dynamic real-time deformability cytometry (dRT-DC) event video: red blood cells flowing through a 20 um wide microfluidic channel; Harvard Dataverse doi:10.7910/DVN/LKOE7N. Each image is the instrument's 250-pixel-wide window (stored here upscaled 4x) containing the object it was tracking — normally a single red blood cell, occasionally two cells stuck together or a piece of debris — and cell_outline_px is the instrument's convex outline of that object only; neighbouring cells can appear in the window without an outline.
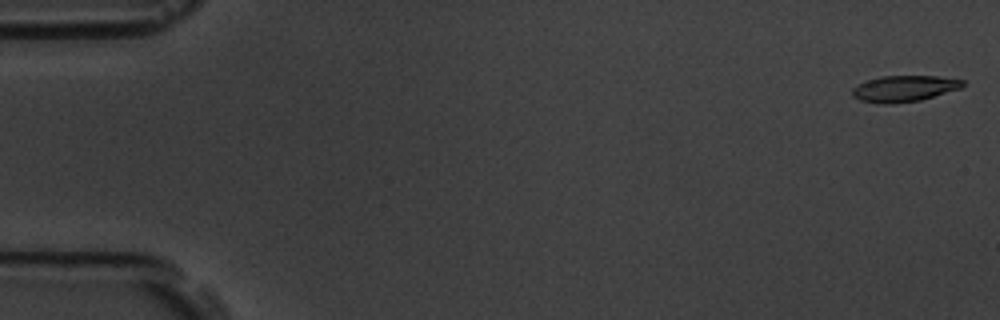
{"species": "common noctule bat (a hibernating species)", "species_latin": "Nyctalus noctula", "temperature_condition": "room temperature", "stored_images_in_passage": 5, "camera_frame_rate_fps": 3000, "um_per_image_px": 0.085, "animal": {"sex": "male", "body_mass_g": 19.5, "forearm_length_mm": 54.6}, "frame": {"image": 1, "passage_image": 1, "time_ms": 0.0, "image_size_px": [1000, 320], "cell_outline_px": [[964, 84], [960, 88], [920, 100], [892, 104], [876, 104], [860, 100], [852, 96], [852, 88], [856, 84], [880, 76], [936, 76], [964, 80]], "centroid_in_image_um": [76.79, 7.53], "position_along_channel_um": 8.2, "area_um2": 16.88}}
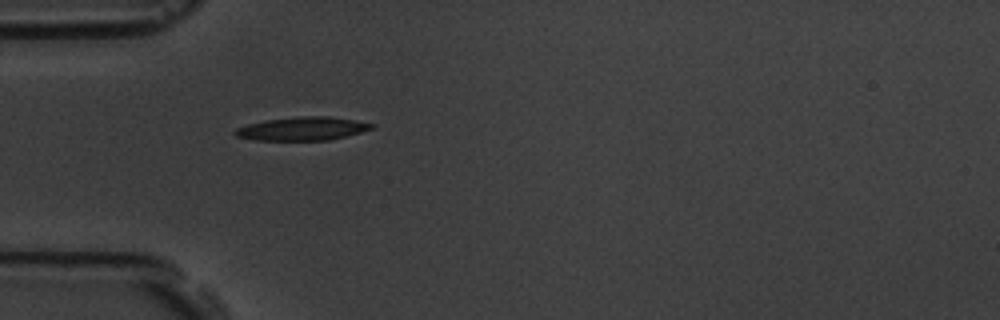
{"frame": {"image": 2, "passage_image": 5, "time_ms": 5.333, "image_size_px": [1000, 320], "cell_outline_px": [[376, 128], [328, 140], [252, 140], [236, 136], [232, 132], [236, 128], [248, 124], [268, 120], [300, 116], [328, 116], [356, 120], [376, 124]], "centroid_in_image_um": [25.72, 10.93], "position_along_channel_um": 59.3, "area_um2": 18.61}}